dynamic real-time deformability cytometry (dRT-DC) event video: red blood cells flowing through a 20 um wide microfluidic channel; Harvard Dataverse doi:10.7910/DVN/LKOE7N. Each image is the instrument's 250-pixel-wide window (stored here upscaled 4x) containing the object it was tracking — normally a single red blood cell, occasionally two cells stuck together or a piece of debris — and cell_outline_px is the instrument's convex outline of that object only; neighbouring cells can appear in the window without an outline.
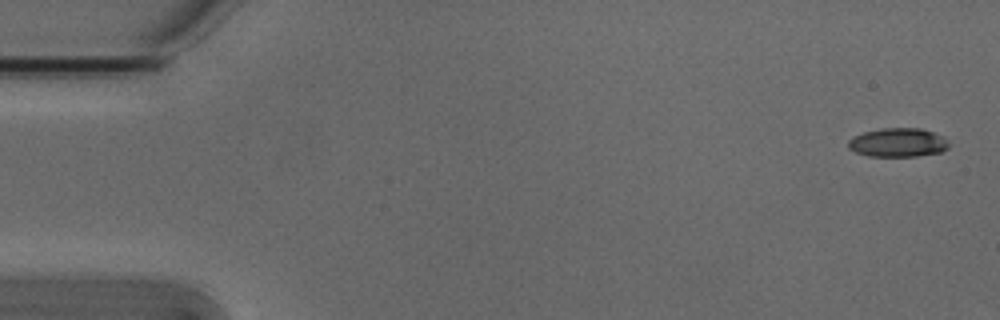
{"species": "Egyptian fruit bat (a non-hibernating species)", "species_latin": "Rousettus aegyptiacus", "temperature_condition": "cold", "stored_images_in_passage": 6, "camera_frame_rate_fps": 3000, "um_per_image_px": 0.085, "animal": {"sex": "male"}, "frame": {"image": 1, "passage_image": 6, "time_ms": 1.667, "image_size_px": [1000, 320], "cell_outline_px": [[948, 148], [940, 152], [916, 156], [868, 156], [856, 152], [848, 148], [848, 140], [852, 136], [864, 132], [880, 128], [920, 128], [944, 136], [948, 144]], "centroid_in_image_um": [76.3, 12.11], "position_along_channel_um": 8.7, "area_um2": 16.94}}